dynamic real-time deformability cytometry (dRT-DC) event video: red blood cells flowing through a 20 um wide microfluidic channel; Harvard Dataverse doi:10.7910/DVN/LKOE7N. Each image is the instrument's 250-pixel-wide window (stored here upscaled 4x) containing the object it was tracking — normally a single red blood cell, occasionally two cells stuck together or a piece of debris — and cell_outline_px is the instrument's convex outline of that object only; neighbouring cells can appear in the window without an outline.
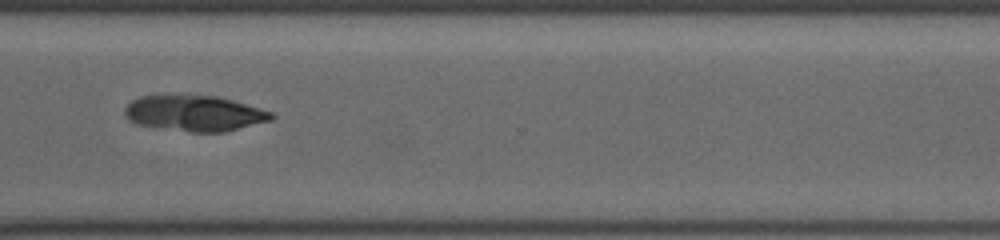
{"species": "common noctule bat (a hibernating species)", "species_latin": "Nyctalus noctula", "temperature_condition": "cold", "stored_images_in_passage": 48, "camera_frame_rate_fps": 3000, "um_per_image_px": 0.085, "animal": {"sex": "female", "body_mass_g": 19.5, "forearm_length_mm": 54.1}, "frame": {"image": 1, "passage_image": 38, "time_ms": 13.0, "image_size_px": [1000, 240], "cell_outline_px": [[276, 116], [272, 120], [224, 132], [192, 132], [136, 124], [128, 120], [124, 116], [124, 108], [132, 100], [140, 96], [216, 96], [232, 100], [260, 108], [272, 112]], "centroid_in_image_um": [16.53, 9.64], "position_along_channel_um": 354.1, "area_um2": 30.29}}
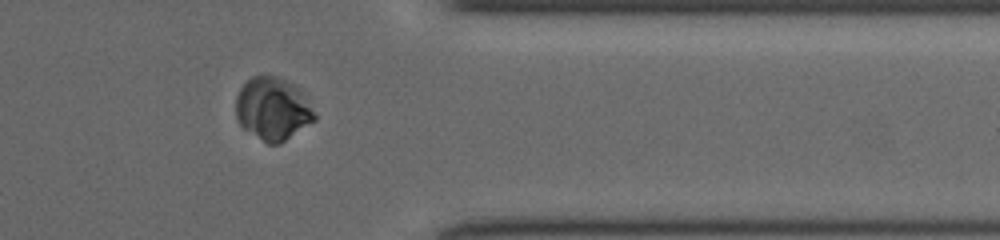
{"frame": {"image": 2, "passage_image": 41, "time_ms": 14.0, "image_size_px": [1000, 240], "cell_outline_px": [[316, 120], [280, 144], [268, 144], [244, 128], [240, 124], [236, 116], [236, 96], [240, 88], [252, 76], [276, 76], [300, 88], [316, 116]], "centroid_in_image_um": [23.18, 9.26], "position_along_channel_um": 388.2, "area_um2": 28.55}}
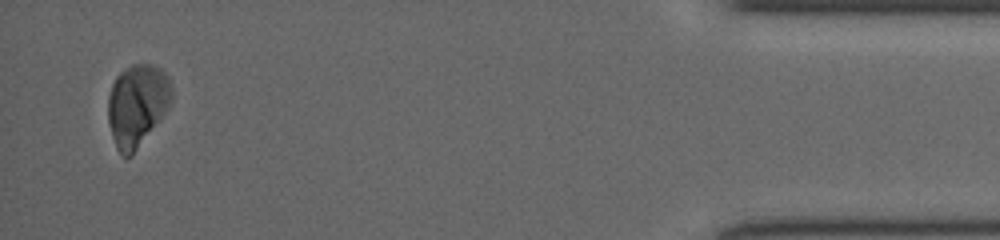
{"frame": {"image": 3, "passage_image": 48, "time_ms": 16.333, "image_size_px": [1000, 240], "cell_outline_px": [[172, 96], [164, 112], [132, 156], [120, 156], [116, 148], [112, 136], [108, 120], [108, 96], [112, 84], [116, 76], [124, 68], [132, 64], [152, 64], [160, 68], [168, 76], [172, 88]], "centroid_in_image_um": [11.62, 8.91], "position_along_channel_um": 423.6, "area_um2": 30.23}}